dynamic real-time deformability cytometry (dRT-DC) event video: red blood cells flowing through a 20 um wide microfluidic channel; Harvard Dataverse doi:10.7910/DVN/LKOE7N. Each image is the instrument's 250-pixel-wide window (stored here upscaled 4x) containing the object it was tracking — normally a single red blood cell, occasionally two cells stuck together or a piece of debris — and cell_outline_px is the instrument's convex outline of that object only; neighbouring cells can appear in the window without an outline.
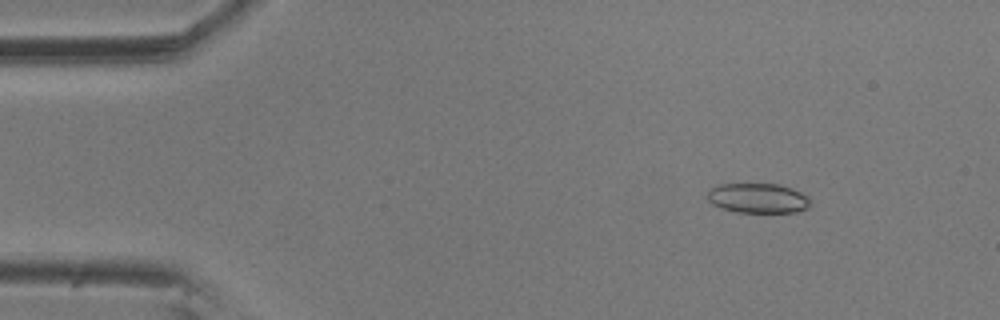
{"species": "common noctule bat (a hibernating species)", "species_latin": "Nyctalus noctula", "temperature_condition": "room temperature", "stored_images_in_passage": 50, "camera_frame_rate_fps": 3000, "um_per_image_px": 0.085, "animal": {"sex": "male", "body_mass_g": 20.5, "forearm_length_mm": 52.5}, "frame": {"image": 1, "passage_image": 1, "time_ms": 0.0, "image_size_px": [1000, 320], "cell_outline_px": [[808, 208], [796, 212], [736, 212], [720, 208], [712, 204], [708, 200], [708, 188], [720, 184], [780, 184], [792, 188], [808, 196]], "centroid_in_image_um": [64.39, 16.84], "position_along_channel_um": 20.6, "area_um2": 17.92}}
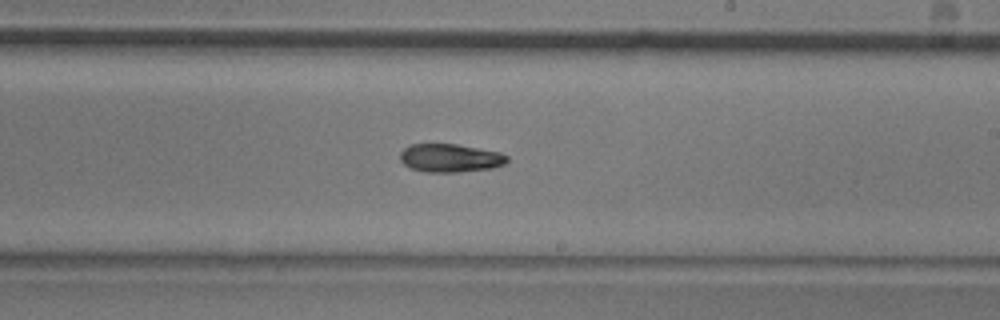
{"frame": {"image": 2, "passage_image": 27, "time_ms": 8.667, "image_size_px": [1000, 320], "cell_outline_px": [[508, 160], [504, 164], [492, 168], [456, 172], [424, 172], [408, 168], [400, 160], [400, 152], [404, 148], [412, 144], [456, 144], [500, 152], [508, 156]], "centroid_in_image_um": [38.24, 13.43], "position_along_channel_um": 250.8, "area_um2": 17.69}}
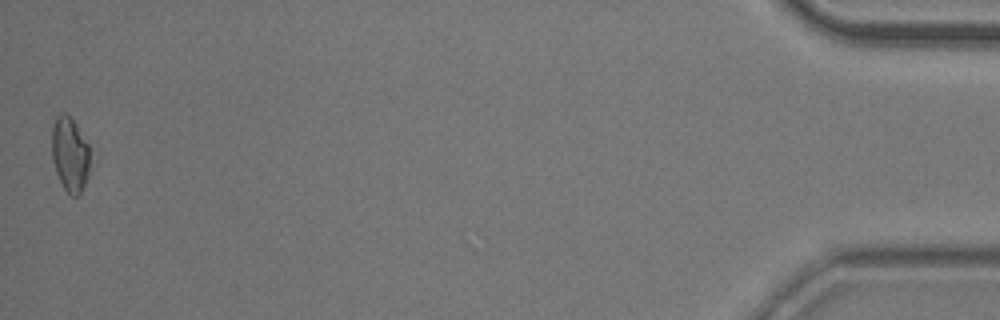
{"frame": {"image": 3, "passage_image": 50, "time_ms": 16.333, "image_size_px": [1000, 320], "cell_outline_px": [[96, 164], [80, 196], [72, 196], [64, 188], [56, 172], [52, 160], [52, 128], [56, 116], [60, 112], [64, 112], [76, 124], [88, 144]], "centroid_in_image_um": [6.04, 13.18], "position_along_channel_um": 429.2, "area_um2": 17.63}, "authors_computed_cell_mechanics": {"area_um2": 17.7157, "velocity_mm_per_s": 3.5722, "shape_relaxation_time_tau1_ms": 8.8011, "shape_relaxation_time_tau2_ms": null, "deformation_change_tau1": 0.1814, "deformation_change_tau2": null}}